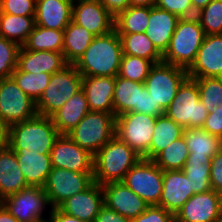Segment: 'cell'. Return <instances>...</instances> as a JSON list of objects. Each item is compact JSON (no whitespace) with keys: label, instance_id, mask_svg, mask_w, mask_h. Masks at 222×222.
I'll return each mask as SVG.
<instances>
[{"label":"cell","instance_id":"cell-1","mask_svg":"<svg viewBox=\"0 0 222 222\" xmlns=\"http://www.w3.org/2000/svg\"><path fill=\"white\" fill-rule=\"evenodd\" d=\"M122 56L121 40L114 29L107 34L95 36L74 66L82 77H116Z\"/></svg>","mask_w":222,"mask_h":222},{"label":"cell","instance_id":"cell-2","mask_svg":"<svg viewBox=\"0 0 222 222\" xmlns=\"http://www.w3.org/2000/svg\"><path fill=\"white\" fill-rule=\"evenodd\" d=\"M141 158L128 144L114 136L94 155V182L99 185L122 182Z\"/></svg>","mask_w":222,"mask_h":222},{"label":"cell","instance_id":"cell-3","mask_svg":"<svg viewBox=\"0 0 222 222\" xmlns=\"http://www.w3.org/2000/svg\"><path fill=\"white\" fill-rule=\"evenodd\" d=\"M59 135L51 117L37 114L9 126L8 146L11 149L25 148L40 154H50Z\"/></svg>","mask_w":222,"mask_h":222},{"label":"cell","instance_id":"cell-4","mask_svg":"<svg viewBox=\"0 0 222 222\" xmlns=\"http://www.w3.org/2000/svg\"><path fill=\"white\" fill-rule=\"evenodd\" d=\"M205 33L196 16L180 18L162 55V62L188 69L194 62Z\"/></svg>","mask_w":222,"mask_h":222},{"label":"cell","instance_id":"cell-5","mask_svg":"<svg viewBox=\"0 0 222 222\" xmlns=\"http://www.w3.org/2000/svg\"><path fill=\"white\" fill-rule=\"evenodd\" d=\"M114 114L89 111L67 135L82 149L95 155L115 136Z\"/></svg>","mask_w":222,"mask_h":222},{"label":"cell","instance_id":"cell-6","mask_svg":"<svg viewBox=\"0 0 222 222\" xmlns=\"http://www.w3.org/2000/svg\"><path fill=\"white\" fill-rule=\"evenodd\" d=\"M82 76L74 65L51 75L49 84L36 101L37 114L50 117L82 89Z\"/></svg>","mask_w":222,"mask_h":222},{"label":"cell","instance_id":"cell-7","mask_svg":"<svg viewBox=\"0 0 222 222\" xmlns=\"http://www.w3.org/2000/svg\"><path fill=\"white\" fill-rule=\"evenodd\" d=\"M165 114L183 128H202L208 112L199 98L197 82L187 78L179 87L176 96Z\"/></svg>","mask_w":222,"mask_h":222},{"label":"cell","instance_id":"cell-8","mask_svg":"<svg viewBox=\"0 0 222 222\" xmlns=\"http://www.w3.org/2000/svg\"><path fill=\"white\" fill-rule=\"evenodd\" d=\"M187 78V69L161 62L151 68L144 85L154 99L156 107L165 114L180 85Z\"/></svg>","mask_w":222,"mask_h":222},{"label":"cell","instance_id":"cell-9","mask_svg":"<svg viewBox=\"0 0 222 222\" xmlns=\"http://www.w3.org/2000/svg\"><path fill=\"white\" fill-rule=\"evenodd\" d=\"M156 118L143 113H123L116 117L115 136L128 144L142 158L147 159Z\"/></svg>","mask_w":222,"mask_h":222},{"label":"cell","instance_id":"cell-10","mask_svg":"<svg viewBox=\"0 0 222 222\" xmlns=\"http://www.w3.org/2000/svg\"><path fill=\"white\" fill-rule=\"evenodd\" d=\"M149 206L158 205L163 190V170L153 160L141 158L122 181Z\"/></svg>","mask_w":222,"mask_h":222},{"label":"cell","instance_id":"cell-11","mask_svg":"<svg viewBox=\"0 0 222 222\" xmlns=\"http://www.w3.org/2000/svg\"><path fill=\"white\" fill-rule=\"evenodd\" d=\"M3 206L18 222H38L48 218L52 207L42 187L28 186L2 200ZM48 216L45 217L44 213Z\"/></svg>","mask_w":222,"mask_h":222},{"label":"cell","instance_id":"cell-12","mask_svg":"<svg viewBox=\"0 0 222 222\" xmlns=\"http://www.w3.org/2000/svg\"><path fill=\"white\" fill-rule=\"evenodd\" d=\"M93 182V172L53 167L43 188L51 207L57 208L67 198L86 190Z\"/></svg>","mask_w":222,"mask_h":222},{"label":"cell","instance_id":"cell-13","mask_svg":"<svg viewBox=\"0 0 222 222\" xmlns=\"http://www.w3.org/2000/svg\"><path fill=\"white\" fill-rule=\"evenodd\" d=\"M36 115V102L19 88L14 79H0V118L11 126Z\"/></svg>","mask_w":222,"mask_h":222},{"label":"cell","instance_id":"cell-14","mask_svg":"<svg viewBox=\"0 0 222 222\" xmlns=\"http://www.w3.org/2000/svg\"><path fill=\"white\" fill-rule=\"evenodd\" d=\"M52 167L93 172L94 155L82 149L67 134H60L50 151Z\"/></svg>","mask_w":222,"mask_h":222},{"label":"cell","instance_id":"cell-15","mask_svg":"<svg viewBox=\"0 0 222 222\" xmlns=\"http://www.w3.org/2000/svg\"><path fill=\"white\" fill-rule=\"evenodd\" d=\"M187 75L189 78H222V34L205 35Z\"/></svg>","mask_w":222,"mask_h":222},{"label":"cell","instance_id":"cell-16","mask_svg":"<svg viewBox=\"0 0 222 222\" xmlns=\"http://www.w3.org/2000/svg\"><path fill=\"white\" fill-rule=\"evenodd\" d=\"M72 21L95 36L114 30V17L99 0H74Z\"/></svg>","mask_w":222,"mask_h":222},{"label":"cell","instance_id":"cell-17","mask_svg":"<svg viewBox=\"0 0 222 222\" xmlns=\"http://www.w3.org/2000/svg\"><path fill=\"white\" fill-rule=\"evenodd\" d=\"M222 215L218 193L210 190L191 196L175 213V222H214Z\"/></svg>","mask_w":222,"mask_h":222},{"label":"cell","instance_id":"cell-18","mask_svg":"<svg viewBox=\"0 0 222 222\" xmlns=\"http://www.w3.org/2000/svg\"><path fill=\"white\" fill-rule=\"evenodd\" d=\"M103 205L102 186L93 182L86 190L67 198L57 208L72 217L86 222H94Z\"/></svg>","mask_w":222,"mask_h":222},{"label":"cell","instance_id":"cell-19","mask_svg":"<svg viewBox=\"0 0 222 222\" xmlns=\"http://www.w3.org/2000/svg\"><path fill=\"white\" fill-rule=\"evenodd\" d=\"M101 186L104 205L130 220L145 212L149 206L123 182H110Z\"/></svg>","mask_w":222,"mask_h":222},{"label":"cell","instance_id":"cell-20","mask_svg":"<svg viewBox=\"0 0 222 222\" xmlns=\"http://www.w3.org/2000/svg\"><path fill=\"white\" fill-rule=\"evenodd\" d=\"M193 195L189 180L182 170L163 171V190L159 206L175 215Z\"/></svg>","mask_w":222,"mask_h":222},{"label":"cell","instance_id":"cell-21","mask_svg":"<svg viewBox=\"0 0 222 222\" xmlns=\"http://www.w3.org/2000/svg\"><path fill=\"white\" fill-rule=\"evenodd\" d=\"M114 88L115 77L88 76L82 78V90L85 92L90 111L114 114Z\"/></svg>","mask_w":222,"mask_h":222},{"label":"cell","instance_id":"cell-22","mask_svg":"<svg viewBox=\"0 0 222 222\" xmlns=\"http://www.w3.org/2000/svg\"><path fill=\"white\" fill-rule=\"evenodd\" d=\"M69 65L62 52L31 51L21 46L18 53L17 68L22 72L53 74Z\"/></svg>","mask_w":222,"mask_h":222},{"label":"cell","instance_id":"cell-23","mask_svg":"<svg viewBox=\"0 0 222 222\" xmlns=\"http://www.w3.org/2000/svg\"><path fill=\"white\" fill-rule=\"evenodd\" d=\"M28 186L44 187L52 170L50 154H40L25 148L12 149Z\"/></svg>","mask_w":222,"mask_h":222},{"label":"cell","instance_id":"cell-24","mask_svg":"<svg viewBox=\"0 0 222 222\" xmlns=\"http://www.w3.org/2000/svg\"><path fill=\"white\" fill-rule=\"evenodd\" d=\"M74 0H36L35 25L64 30L72 21Z\"/></svg>","mask_w":222,"mask_h":222},{"label":"cell","instance_id":"cell-25","mask_svg":"<svg viewBox=\"0 0 222 222\" xmlns=\"http://www.w3.org/2000/svg\"><path fill=\"white\" fill-rule=\"evenodd\" d=\"M179 17L156 6L150 7L148 26L145 31L155 48L163 55L177 27Z\"/></svg>","mask_w":222,"mask_h":222},{"label":"cell","instance_id":"cell-26","mask_svg":"<svg viewBox=\"0 0 222 222\" xmlns=\"http://www.w3.org/2000/svg\"><path fill=\"white\" fill-rule=\"evenodd\" d=\"M183 137L189 150L187 161L210 163L211 158L222 149V139L203 128H184Z\"/></svg>","mask_w":222,"mask_h":222},{"label":"cell","instance_id":"cell-27","mask_svg":"<svg viewBox=\"0 0 222 222\" xmlns=\"http://www.w3.org/2000/svg\"><path fill=\"white\" fill-rule=\"evenodd\" d=\"M26 187L28 185L19 168L15 152L8 145L0 147V199L16 194Z\"/></svg>","mask_w":222,"mask_h":222},{"label":"cell","instance_id":"cell-28","mask_svg":"<svg viewBox=\"0 0 222 222\" xmlns=\"http://www.w3.org/2000/svg\"><path fill=\"white\" fill-rule=\"evenodd\" d=\"M89 111L85 92L81 89L50 117L60 134H68Z\"/></svg>","mask_w":222,"mask_h":222},{"label":"cell","instance_id":"cell-29","mask_svg":"<svg viewBox=\"0 0 222 222\" xmlns=\"http://www.w3.org/2000/svg\"><path fill=\"white\" fill-rule=\"evenodd\" d=\"M144 83L115 77L113 107L115 117L128 112L140 113L141 89Z\"/></svg>","mask_w":222,"mask_h":222},{"label":"cell","instance_id":"cell-30","mask_svg":"<svg viewBox=\"0 0 222 222\" xmlns=\"http://www.w3.org/2000/svg\"><path fill=\"white\" fill-rule=\"evenodd\" d=\"M95 38L84 27L71 21L64 29L63 55L68 64L74 65L83 55L90 43Z\"/></svg>","mask_w":222,"mask_h":222},{"label":"cell","instance_id":"cell-31","mask_svg":"<svg viewBox=\"0 0 222 222\" xmlns=\"http://www.w3.org/2000/svg\"><path fill=\"white\" fill-rule=\"evenodd\" d=\"M183 130L181 125L175 123L166 114L158 116L150 148L147 151V159L153 160L171 142L182 137Z\"/></svg>","mask_w":222,"mask_h":222},{"label":"cell","instance_id":"cell-32","mask_svg":"<svg viewBox=\"0 0 222 222\" xmlns=\"http://www.w3.org/2000/svg\"><path fill=\"white\" fill-rule=\"evenodd\" d=\"M35 26V16L0 13V36L22 46Z\"/></svg>","mask_w":222,"mask_h":222},{"label":"cell","instance_id":"cell-33","mask_svg":"<svg viewBox=\"0 0 222 222\" xmlns=\"http://www.w3.org/2000/svg\"><path fill=\"white\" fill-rule=\"evenodd\" d=\"M63 45L64 30L49 29L35 25L28 39L22 46L31 51L45 50L62 52Z\"/></svg>","mask_w":222,"mask_h":222},{"label":"cell","instance_id":"cell-34","mask_svg":"<svg viewBox=\"0 0 222 222\" xmlns=\"http://www.w3.org/2000/svg\"><path fill=\"white\" fill-rule=\"evenodd\" d=\"M119 37L123 54L148 59L154 64L162 62V54L145 33L119 34Z\"/></svg>","mask_w":222,"mask_h":222},{"label":"cell","instance_id":"cell-35","mask_svg":"<svg viewBox=\"0 0 222 222\" xmlns=\"http://www.w3.org/2000/svg\"><path fill=\"white\" fill-rule=\"evenodd\" d=\"M150 7H128L114 18V29L118 34L145 33Z\"/></svg>","mask_w":222,"mask_h":222},{"label":"cell","instance_id":"cell-36","mask_svg":"<svg viewBox=\"0 0 222 222\" xmlns=\"http://www.w3.org/2000/svg\"><path fill=\"white\" fill-rule=\"evenodd\" d=\"M188 156L189 150L182 136L171 142L153 159V161L163 171L182 170Z\"/></svg>","mask_w":222,"mask_h":222},{"label":"cell","instance_id":"cell-37","mask_svg":"<svg viewBox=\"0 0 222 222\" xmlns=\"http://www.w3.org/2000/svg\"><path fill=\"white\" fill-rule=\"evenodd\" d=\"M51 75L45 72H22L16 68L11 77L19 88L36 102L49 84Z\"/></svg>","mask_w":222,"mask_h":222},{"label":"cell","instance_id":"cell-38","mask_svg":"<svg viewBox=\"0 0 222 222\" xmlns=\"http://www.w3.org/2000/svg\"><path fill=\"white\" fill-rule=\"evenodd\" d=\"M154 65L151 60L123 54L118 76L134 82L144 83Z\"/></svg>","mask_w":222,"mask_h":222},{"label":"cell","instance_id":"cell-39","mask_svg":"<svg viewBox=\"0 0 222 222\" xmlns=\"http://www.w3.org/2000/svg\"><path fill=\"white\" fill-rule=\"evenodd\" d=\"M182 171L189 180L190 190L194 194L212 190L210 184V163L186 161Z\"/></svg>","mask_w":222,"mask_h":222},{"label":"cell","instance_id":"cell-40","mask_svg":"<svg viewBox=\"0 0 222 222\" xmlns=\"http://www.w3.org/2000/svg\"><path fill=\"white\" fill-rule=\"evenodd\" d=\"M198 84L199 98L207 109L212 112L222 104V78H192Z\"/></svg>","mask_w":222,"mask_h":222},{"label":"cell","instance_id":"cell-41","mask_svg":"<svg viewBox=\"0 0 222 222\" xmlns=\"http://www.w3.org/2000/svg\"><path fill=\"white\" fill-rule=\"evenodd\" d=\"M196 17L205 35L222 34V0H212Z\"/></svg>","mask_w":222,"mask_h":222},{"label":"cell","instance_id":"cell-42","mask_svg":"<svg viewBox=\"0 0 222 222\" xmlns=\"http://www.w3.org/2000/svg\"><path fill=\"white\" fill-rule=\"evenodd\" d=\"M20 48L18 43L0 36V79L11 77L17 68Z\"/></svg>","mask_w":222,"mask_h":222},{"label":"cell","instance_id":"cell-43","mask_svg":"<svg viewBox=\"0 0 222 222\" xmlns=\"http://www.w3.org/2000/svg\"><path fill=\"white\" fill-rule=\"evenodd\" d=\"M0 13L35 16L36 0H0Z\"/></svg>","mask_w":222,"mask_h":222},{"label":"cell","instance_id":"cell-44","mask_svg":"<svg viewBox=\"0 0 222 222\" xmlns=\"http://www.w3.org/2000/svg\"><path fill=\"white\" fill-rule=\"evenodd\" d=\"M155 6L167 10L179 18L196 16L191 0H156Z\"/></svg>","mask_w":222,"mask_h":222},{"label":"cell","instance_id":"cell-45","mask_svg":"<svg viewBox=\"0 0 222 222\" xmlns=\"http://www.w3.org/2000/svg\"><path fill=\"white\" fill-rule=\"evenodd\" d=\"M131 222H175L174 214L158 205L148 206L142 214Z\"/></svg>","mask_w":222,"mask_h":222},{"label":"cell","instance_id":"cell-46","mask_svg":"<svg viewBox=\"0 0 222 222\" xmlns=\"http://www.w3.org/2000/svg\"><path fill=\"white\" fill-rule=\"evenodd\" d=\"M202 128L211 135L222 139V104L208 113Z\"/></svg>","mask_w":222,"mask_h":222},{"label":"cell","instance_id":"cell-47","mask_svg":"<svg viewBox=\"0 0 222 222\" xmlns=\"http://www.w3.org/2000/svg\"><path fill=\"white\" fill-rule=\"evenodd\" d=\"M210 184L215 191L222 186V149L211 158Z\"/></svg>","mask_w":222,"mask_h":222},{"label":"cell","instance_id":"cell-48","mask_svg":"<svg viewBox=\"0 0 222 222\" xmlns=\"http://www.w3.org/2000/svg\"><path fill=\"white\" fill-rule=\"evenodd\" d=\"M140 113L154 117H158L163 114L156 107L154 99L151 97V94L148 93V90L145 86L141 89Z\"/></svg>","mask_w":222,"mask_h":222},{"label":"cell","instance_id":"cell-49","mask_svg":"<svg viewBox=\"0 0 222 222\" xmlns=\"http://www.w3.org/2000/svg\"><path fill=\"white\" fill-rule=\"evenodd\" d=\"M94 222H131V220L103 205Z\"/></svg>","mask_w":222,"mask_h":222},{"label":"cell","instance_id":"cell-50","mask_svg":"<svg viewBox=\"0 0 222 222\" xmlns=\"http://www.w3.org/2000/svg\"><path fill=\"white\" fill-rule=\"evenodd\" d=\"M99 2L114 18L130 6L129 0H99Z\"/></svg>","mask_w":222,"mask_h":222},{"label":"cell","instance_id":"cell-51","mask_svg":"<svg viewBox=\"0 0 222 222\" xmlns=\"http://www.w3.org/2000/svg\"><path fill=\"white\" fill-rule=\"evenodd\" d=\"M48 219L50 220V222H86L76 217L67 215L60 211L58 208H52Z\"/></svg>","mask_w":222,"mask_h":222},{"label":"cell","instance_id":"cell-52","mask_svg":"<svg viewBox=\"0 0 222 222\" xmlns=\"http://www.w3.org/2000/svg\"><path fill=\"white\" fill-rule=\"evenodd\" d=\"M9 126L0 118V147L8 145Z\"/></svg>","mask_w":222,"mask_h":222},{"label":"cell","instance_id":"cell-53","mask_svg":"<svg viewBox=\"0 0 222 222\" xmlns=\"http://www.w3.org/2000/svg\"><path fill=\"white\" fill-rule=\"evenodd\" d=\"M0 222H18L17 219L11 215V213L2 206L0 208Z\"/></svg>","mask_w":222,"mask_h":222},{"label":"cell","instance_id":"cell-54","mask_svg":"<svg viewBox=\"0 0 222 222\" xmlns=\"http://www.w3.org/2000/svg\"><path fill=\"white\" fill-rule=\"evenodd\" d=\"M130 7H153L155 6L156 0H129Z\"/></svg>","mask_w":222,"mask_h":222},{"label":"cell","instance_id":"cell-55","mask_svg":"<svg viewBox=\"0 0 222 222\" xmlns=\"http://www.w3.org/2000/svg\"><path fill=\"white\" fill-rule=\"evenodd\" d=\"M212 0H191L193 10L195 13L202 10L205 6H207Z\"/></svg>","mask_w":222,"mask_h":222},{"label":"cell","instance_id":"cell-56","mask_svg":"<svg viewBox=\"0 0 222 222\" xmlns=\"http://www.w3.org/2000/svg\"><path fill=\"white\" fill-rule=\"evenodd\" d=\"M217 193H218V197H219V200H220V205H221V208H222V186L217 190Z\"/></svg>","mask_w":222,"mask_h":222},{"label":"cell","instance_id":"cell-57","mask_svg":"<svg viewBox=\"0 0 222 222\" xmlns=\"http://www.w3.org/2000/svg\"><path fill=\"white\" fill-rule=\"evenodd\" d=\"M214 222H222V215L218 219H216Z\"/></svg>","mask_w":222,"mask_h":222},{"label":"cell","instance_id":"cell-58","mask_svg":"<svg viewBox=\"0 0 222 222\" xmlns=\"http://www.w3.org/2000/svg\"><path fill=\"white\" fill-rule=\"evenodd\" d=\"M38 222H50V220L48 218H46V219H42V220H40Z\"/></svg>","mask_w":222,"mask_h":222},{"label":"cell","instance_id":"cell-59","mask_svg":"<svg viewBox=\"0 0 222 222\" xmlns=\"http://www.w3.org/2000/svg\"><path fill=\"white\" fill-rule=\"evenodd\" d=\"M3 206L2 200L0 199V208Z\"/></svg>","mask_w":222,"mask_h":222}]
</instances>
